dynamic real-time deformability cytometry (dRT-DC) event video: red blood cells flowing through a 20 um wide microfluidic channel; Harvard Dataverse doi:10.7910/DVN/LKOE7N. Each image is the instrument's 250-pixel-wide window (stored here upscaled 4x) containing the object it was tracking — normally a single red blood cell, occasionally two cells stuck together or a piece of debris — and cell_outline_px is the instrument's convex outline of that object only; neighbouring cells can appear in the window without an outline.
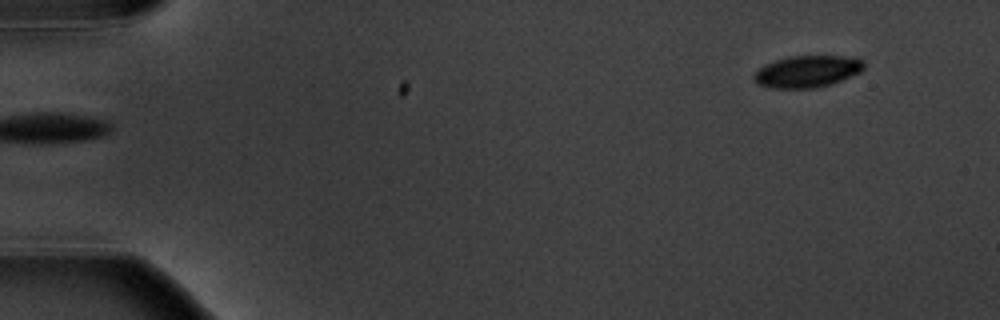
{"species": "common noctule bat (a hibernating species)", "species_latin": "Nyctalus noctula", "temperature_condition": "warm", "stored_images_in_passage": 6, "segment_of_instrument_passage": [2, 2], "camera_frame_rate_fps": 3000, "um_per_image_px": 0.085, "animal": {"sex": "male", "body_mass_g": 20.1, "forearm_length_mm": 53.5}, "frame": {"image": 1, "passage_image": 6, "time_ms": 6.0, "image_size_px": [1000, 320], "cell_outline_px": [[864, 68], [860, 72], [832, 84], [816, 88], [772, 88], [756, 84], [752, 76], [764, 64], [788, 56], [840, 56], [864, 60]], "centroid_in_image_um": [68.59, 6.08], "position_along_channel_um": 16.4, "area_um2": 20.4}}